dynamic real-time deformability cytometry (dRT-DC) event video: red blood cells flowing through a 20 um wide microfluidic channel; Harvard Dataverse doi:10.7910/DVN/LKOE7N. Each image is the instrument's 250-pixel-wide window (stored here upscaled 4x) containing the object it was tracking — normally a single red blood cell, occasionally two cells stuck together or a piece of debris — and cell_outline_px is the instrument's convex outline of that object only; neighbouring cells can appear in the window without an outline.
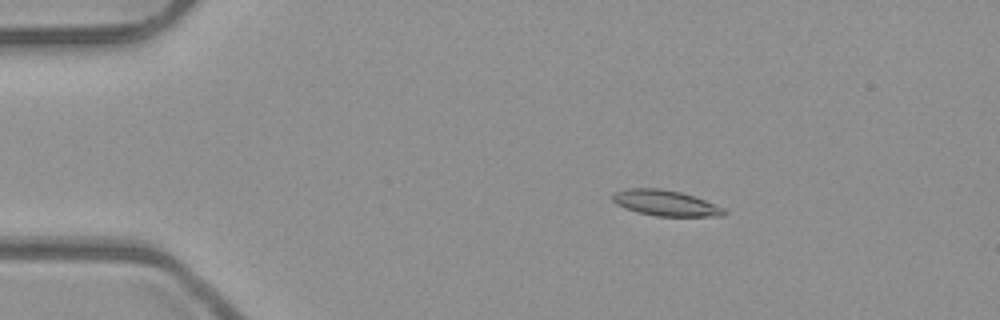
{"species": "common noctule bat (a hibernating species)", "species_latin": "Nyctalus noctula", "temperature_condition": "room temperature", "stored_images_in_passage": 6, "camera_frame_rate_fps": 3000, "um_per_image_px": 0.085, "animal": {"sex": "male", "body_mass_g": 23.1, "forearm_length_mm": 52.7}, "frame": {"image": 1, "passage_image": 3, "time_ms": 0.667, "image_size_px": [1000, 320], "cell_outline_px": [[728, 212], [724, 216], [656, 216], [636, 212], [624, 208], [616, 204], [612, 200], [612, 192], [628, 188], [660, 188], [680, 192], [704, 200], [724, 208]], "centroid_in_image_um": [56.52, 17.26], "position_along_channel_um": 28.5, "area_um2": 16.76}}
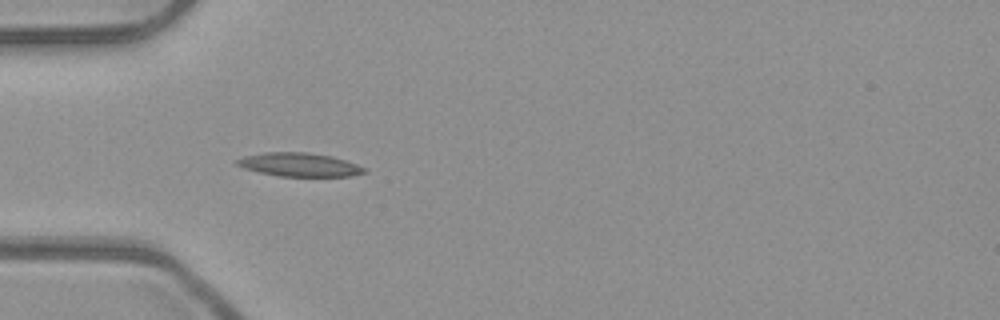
{"frame": {"image": 2, "passage_image": 5, "time_ms": 1.333, "image_size_px": [1000, 320], "cell_outline_px": [[368, 172], [352, 176], [280, 176], [260, 172], [244, 168], [236, 164], [236, 160], [244, 156], [264, 152], [308, 152], [332, 156], [368, 168]], "centroid_in_image_um": [25.49, 13.99], "position_along_channel_um": 59.5, "area_um2": 17.51}}
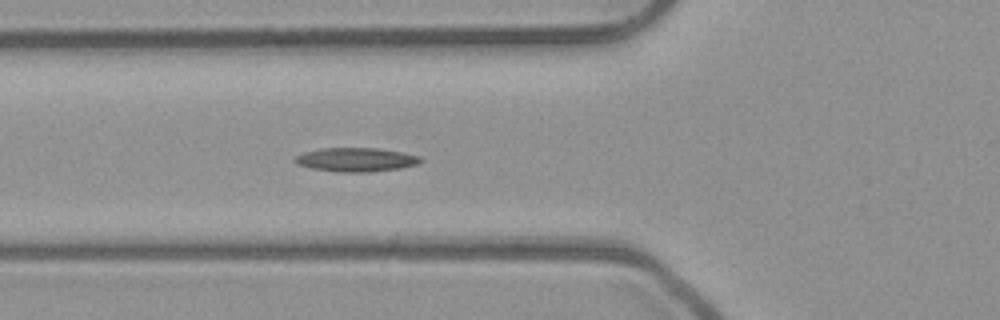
{"frame": {"image": 3, "passage_image": 6, "time_ms": 1.667, "image_size_px": [1000, 320], "cell_outline_px": [[424, 160], [420, 164], [400, 168], [368, 172], [340, 172], [312, 168], [296, 164], [292, 160], [296, 156], [304, 152], [324, 148], [380, 148], [420, 156]], "centroid_in_image_um": [30.28, 13.57], "position_along_channel_um": 95.5, "area_um2": 17.51}}